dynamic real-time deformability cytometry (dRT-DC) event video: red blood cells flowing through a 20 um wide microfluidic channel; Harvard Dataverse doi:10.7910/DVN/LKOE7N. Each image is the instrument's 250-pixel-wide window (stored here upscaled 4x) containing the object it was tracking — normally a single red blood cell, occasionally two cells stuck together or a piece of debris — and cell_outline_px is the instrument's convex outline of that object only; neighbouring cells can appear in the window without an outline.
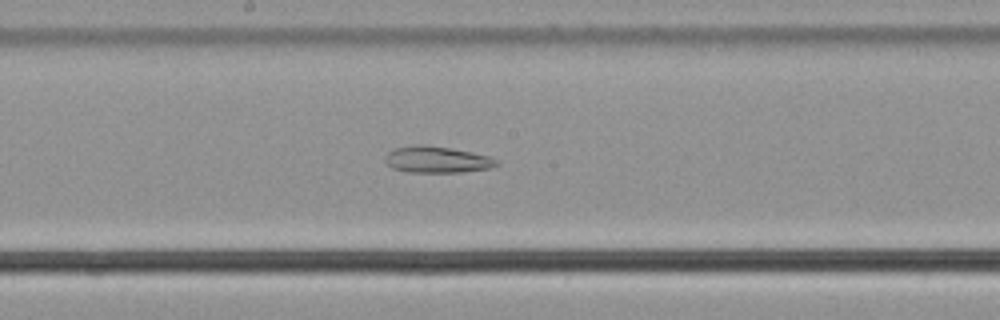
{"species": "common noctule bat (a hibernating species)", "species_latin": "Nyctalus noctula", "temperature_condition": "cold", "stored_images_in_passage": 58, "camera_frame_rate_fps": 3000, "um_per_image_px": 0.085, "animal": {"sex": "male", "body_mass_g": 21.5, "forearm_length_mm": 52.0}, "frame": {"image": 1, "passage_image": 31, "time_ms": 10.0, "image_size_px": [1000, 320], "cell_outline_px": [[500, 164], [492, 168], [464, 172], [408, 172], [392, 168], [384, 160], [384, 156], [388, 152], [396, 148], [416, 144], [424, 144], [452, 148], [472, 152], [488, 156], [496, 160]], "centroid_in_image_um": [37.14, 13.56], "position_along_channel_um": 211.1, "area_um2": 17.34}}
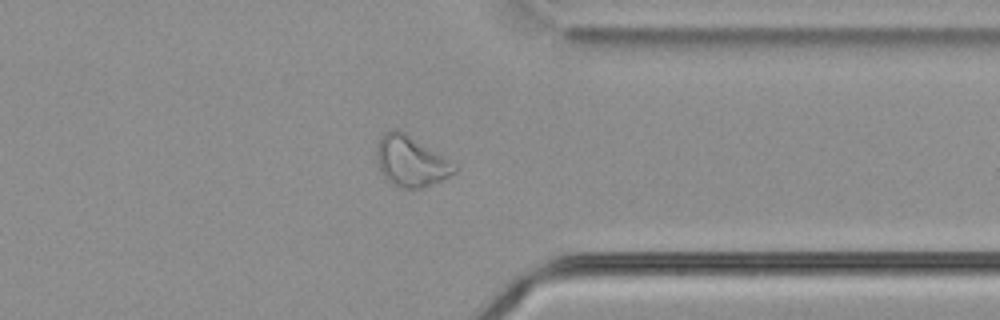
{"frame": {"image": 2, "passage_image": 45, "time_ms": 14.667, "image_size_px": [1000, 320], "cell_outline_px": [[460, 168], [456, 172], [440, 180], [420, 188], [396, 188], [384, 176], [376, 160], [376, 152], [380, 136], [384, 132], [392, 128], [400, 128], [456, 164]], "centroid_in_image_um": [34.91, 13.67], "position_along_channel_um": 376.5, "area_um2": 23.12}}
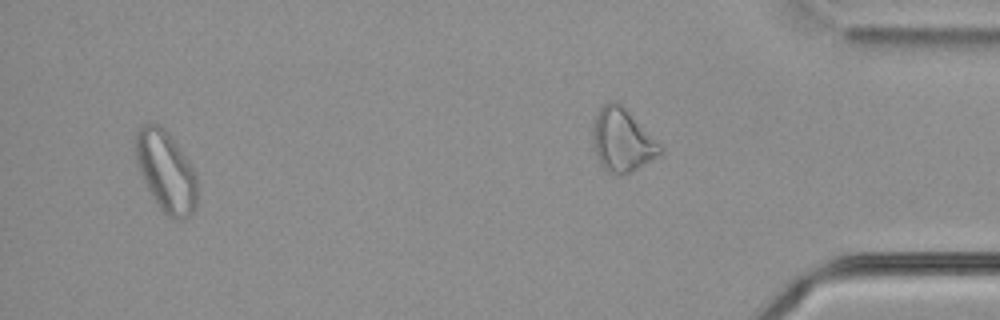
{"frame": {"image": 3, "passage_image": 55, "time_ms": 18.0, "image_size_px": [1000, 320], "cell_outline_px": [[196, 208], [192, 212], [180, 220], [172, 220], [160, 208], [152, 196], [136, 164], [136, 132], [144, 124], [156, 124], [164, 128], [188, 160], [196, 172]], "centroid_in_image_um": [14.11, 14.59], "position_along_channel_um": 421.1, "area_um2": 28.55}, "authors_computed_cell_mechanics": {"area_um2": 24.9118, "velocity_mm_per_s": 3.6302, "shape_relaxation_time_tau1_ms": null, "shape_relaxation_time_tau2_ms": 8.1114, "deformation_change_tau1": null, "deformation_change_tau2": 0.1871}}